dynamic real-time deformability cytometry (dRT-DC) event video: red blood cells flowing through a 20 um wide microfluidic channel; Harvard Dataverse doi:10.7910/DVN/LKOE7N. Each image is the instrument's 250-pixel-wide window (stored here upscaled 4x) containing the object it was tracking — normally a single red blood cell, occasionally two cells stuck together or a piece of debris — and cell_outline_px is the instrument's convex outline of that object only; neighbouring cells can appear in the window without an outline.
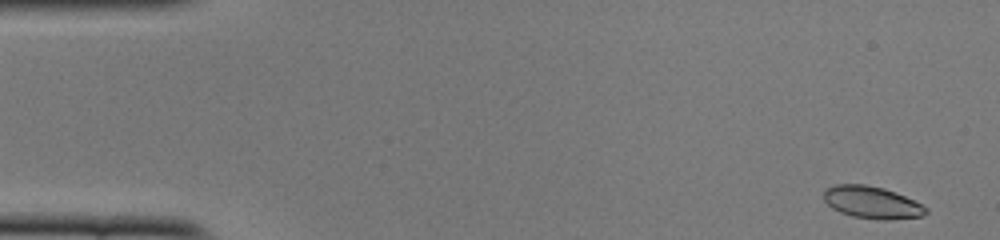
{"species": "common noctule bat (a hibernating species)", "species_latin": "Nyctalus noctula", "temperature_condition": "cold", "stored_images_in_passage": 50, "camera_frame_rate_fps": 3000, "um_per_image_px": 0.085, "animal": {"sex": "female", "body_mass_g": 22.0, "forearm_length_mm": 56.7}, "frame": {"image": 1, "passage_image": 1, "time_ms": 0.0, "image_size_px": [1000, 240], "cell_outline_px": [[928, 212], [920, 216], [888, 220], [880, 220], [852, 216], [840, 212], [832, 208], [824, 200], [824, 188], [836, 184], [864, 184], [884, 188], [896, 192], [928, 208]], "centroid_in_image_um": [74.08, 17.2], "position_along_channel_um": 10.9, "area_um2": 19.13}}
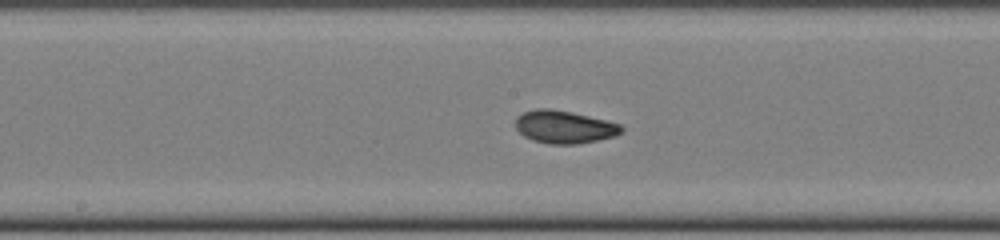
{"frame": {"image": 2, "passage_image": 25, "time_ms": 8.0, "image_size_px": [1000, 240], "cell_outline_px": [[624, 132], [616, 136], [580, 144], [548, 144], [532, 140], [524, 136], [516, 128], [516, 116], [524, 112], [536, 108], [548, 108], [572, 112], [620, 124], [624, 128]], "centroid_in_image_um": [47.97, 10.8], "position_along_channel_um": 200.2, "area_um2": 20.35}}
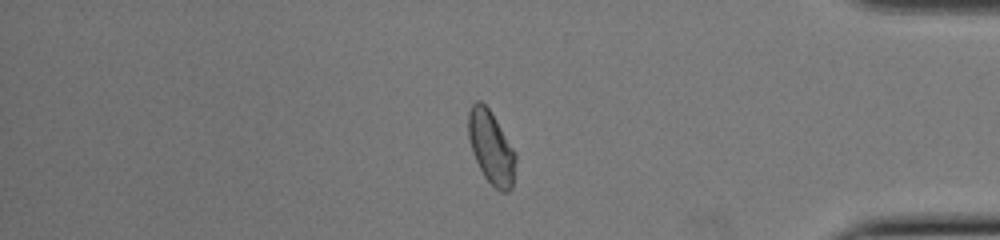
{"frame": {"image": 3, "passage_image": 42, "time_ms": 13.667, "image_size_px": [1000, 240], "cell_outline_px": [[516, 160], [512, 188], [508, 192], [500, 192], [484, 176], [472, 152], [468, 136], [468, 112], [472, 104], [476, 100], [480, 100], [492, 112], [516, 152]], "centroid_in_image_um": [41.75, 12.51], "position_along_channel_um": 393.4, "area_um2": 20.23}, "authors_computed_cell_mechanics": {"area_um2": 19.7387, "velocity_mm_per_s": 3.8926, "shape_relaxation_time_tau1_ms": 4.8483, "shape_relaxation_time_tau2_ms": 1.2175, "deformation_change_tau1": 0.1314, "deformation_change_tau2": 0.0571}}